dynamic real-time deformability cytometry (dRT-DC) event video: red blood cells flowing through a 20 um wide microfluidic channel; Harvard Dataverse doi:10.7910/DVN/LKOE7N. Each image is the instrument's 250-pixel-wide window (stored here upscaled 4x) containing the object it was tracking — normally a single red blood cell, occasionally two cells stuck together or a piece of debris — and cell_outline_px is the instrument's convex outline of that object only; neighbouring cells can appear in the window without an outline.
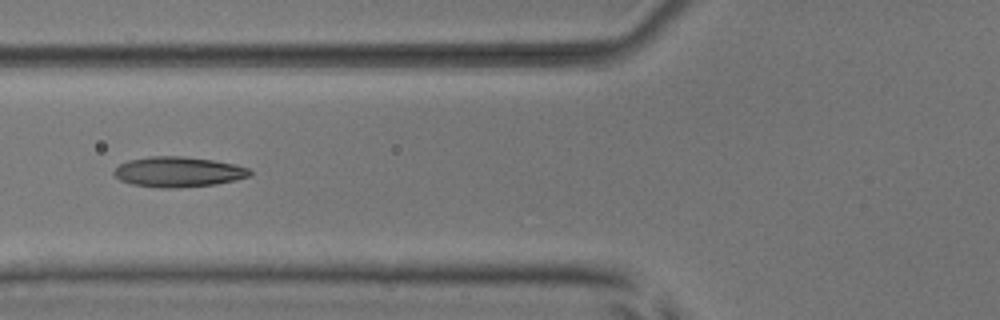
{"species": "common noctule bat (a hibernating species)", "species_latin": "Nyctalus noctula", "temperature_condition": "room temperature", "stored_images_in_passage": 7, "camera_frame_rate_fps": 3000, "um_per_image_px": 0.085, "animal": {"sex": "male", "body_mass_g": 17.9, "forearm_length_mm": 54.2}, "frame": {"image": 1, "passage_image": 6, "time_ms": 6.667, "image_size_px": [1000, 320], "cell_outline_px": [[252, 172], [248, 176], [236, 180], [216, 184], [168, 188], [160, 188], [132, 184], [120, 180], [112, 172], [120, 164], [128, 160], [152, 156], [180, 156], [212, 160], [236, 164], [248, 168]], "centroid_in_image_um": [15.14, 14.6], "position_along_channel_um": 110.7, "area_um2": 23.76}}
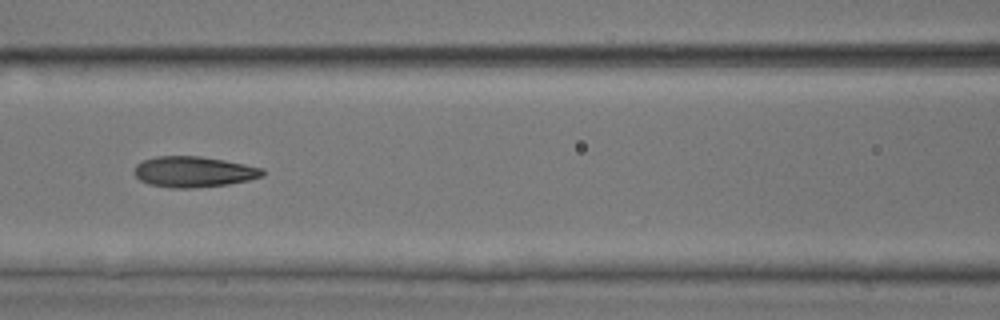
{"frame": {"image": 2, "passage_image": 7, "time_ms": 7.667, "image_size_px": [1000, 320], "cell_outline_px": [[264, 176], [248, 180], [228, 184], [188, 188], [172, 188], [148, 184], [140, 180], [136, 176], [136, 164], [144, 160], [156, 156], [200, 156], [224, 160], [264, 168]], "centroid_in_image_um": [16.48, 14.6], "position_along_channel_um": 150.1, "area_um2": 22.83}}